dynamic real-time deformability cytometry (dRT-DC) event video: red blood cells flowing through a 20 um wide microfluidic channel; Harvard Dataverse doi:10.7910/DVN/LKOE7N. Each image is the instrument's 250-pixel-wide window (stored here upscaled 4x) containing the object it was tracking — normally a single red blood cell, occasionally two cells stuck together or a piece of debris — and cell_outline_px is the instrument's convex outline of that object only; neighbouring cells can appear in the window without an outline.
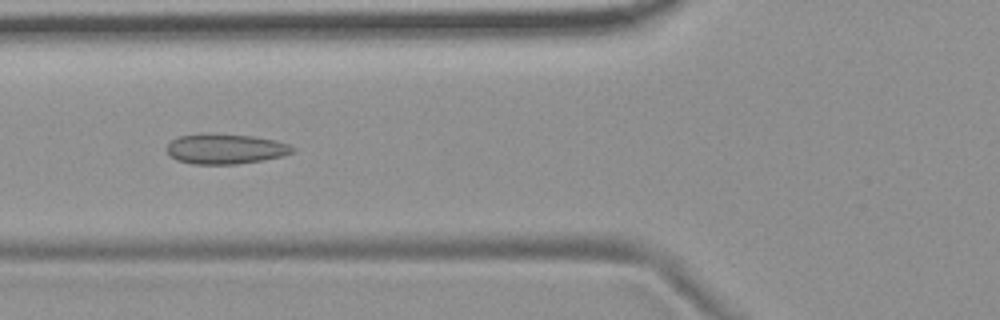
{"species": "common noctule bat (a hibernating species)", "species_latin": "Nyctalus noctula", "temperature_condition": "room temperature", "stored_images_in_passage": 54, "camera_frame_rate_fps": 3000, "um_per_image_px": 0.085, "animal": {"sex": "female", "body_mass_g": 19.9}, "frame": {"image": 1, "passage_image": 20, "time_ms": 6.333, "image_size_px": [1000, 320], "cell_outline_px": [[296, 148], [292, 152], [284, 156], [264, 160], [236, 164], [192, 164], [176, 160], [164, 148], [172, 140], [180, 136], [208, 132], [252, 136], [276, 140], [288, 144]], "centroid_in_image_um": [19.16, 12.65], "position_along_channel_um": 106.6, "area_um2": 22.37}}
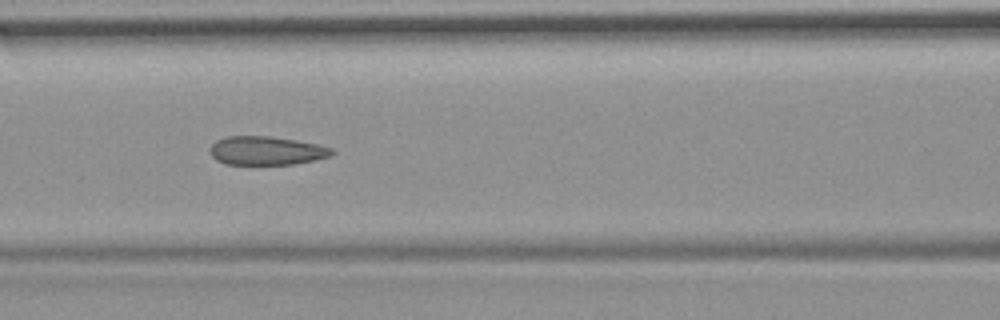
{"frame": {"image": 2, "passage_image": 23, "time_ms": 7.333, "image_size_px": [1000, 320], "cell_outline_px": [[336, 152], [332, 156], [316, 160], [292, 164], [224, 164], [216, 160], [208, 152], [212, 144], [216, 140], [224, 136], [272, 136], [296, 140], [316, 144], [332, 148]], "centroid_in_image_um": [22.64, 12.8], "position_along_channel_um": 144.0, "area_um2": 20.58}}
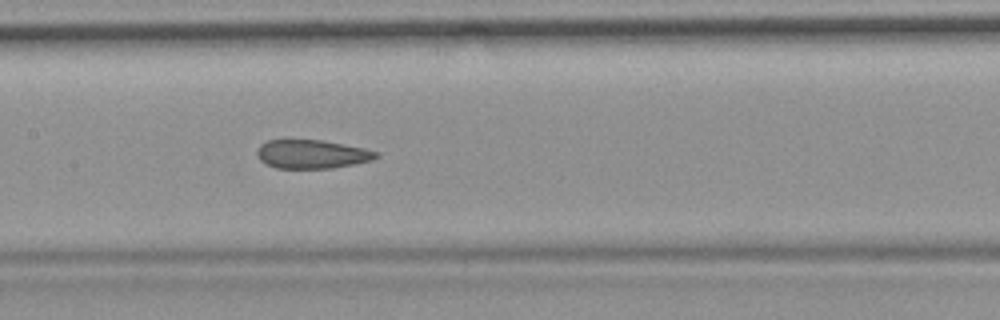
{"frame": {"image": 3, "passage_image": 26, "time_ms": 8.333, "image_size_px": [1000, 320], "cell_outline_px": [[380, 156], [372, 160], [332, 168], [276, 168], [260, 160], [256, 156], [256, 152], [260, 144], [268, 140], [324, 140], [364, 148], [380, 152]], "centroid_in_image_um": [26.52, 13.09], "position_along_channel_um": 180.9, "area_um2": 19.94}, "authors_computed_cell_mechanics": {"area_um2": 21.5594, "velocity_mm_per_s": 3.7114, "shape_relaxation_time_tau1_ms": null, "shape_relaxation_time_tau2_ms": 1.9635, "deformation_change_tau1": null, "deformation_change_tau2": 0.076}}